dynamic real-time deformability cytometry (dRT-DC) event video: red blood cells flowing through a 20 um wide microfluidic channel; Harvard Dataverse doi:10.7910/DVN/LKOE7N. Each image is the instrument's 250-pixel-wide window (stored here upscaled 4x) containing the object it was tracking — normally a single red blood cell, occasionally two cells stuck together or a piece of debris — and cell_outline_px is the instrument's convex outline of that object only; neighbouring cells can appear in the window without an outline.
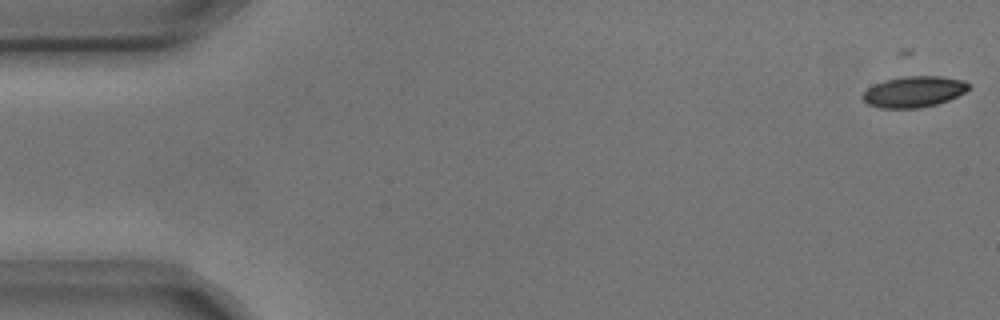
{"species": "common noctule bat (a hibernating species)", "species_latin": "Nyctalus noctula", "temperature_condition": "cold", "stored_images_in_passage": 4, "camera_frame_rate_fps": 3000, "um_per_image_px": 0.085, "animal": {"sex": "male", "body_mass_g": 17.9, "forearm_length_mm": 54.2}, "frame": {"image": 1, "passage_image": 1, "time_ms": 0.0, "image_size_px": [1000, 320], "cell_outline_px": [[972, 88], [948, 100], [936, 104], [920, 108], [880, 108], [868, 104], [860, 96], [868, 88], [884, 80], [904, 76], [940, 76], [964, 80], [972, 84]], "centroid_in_image_um": [77.71, 7.79], "position_along_channel_um": 7.3, "area_um2": 19.25}}